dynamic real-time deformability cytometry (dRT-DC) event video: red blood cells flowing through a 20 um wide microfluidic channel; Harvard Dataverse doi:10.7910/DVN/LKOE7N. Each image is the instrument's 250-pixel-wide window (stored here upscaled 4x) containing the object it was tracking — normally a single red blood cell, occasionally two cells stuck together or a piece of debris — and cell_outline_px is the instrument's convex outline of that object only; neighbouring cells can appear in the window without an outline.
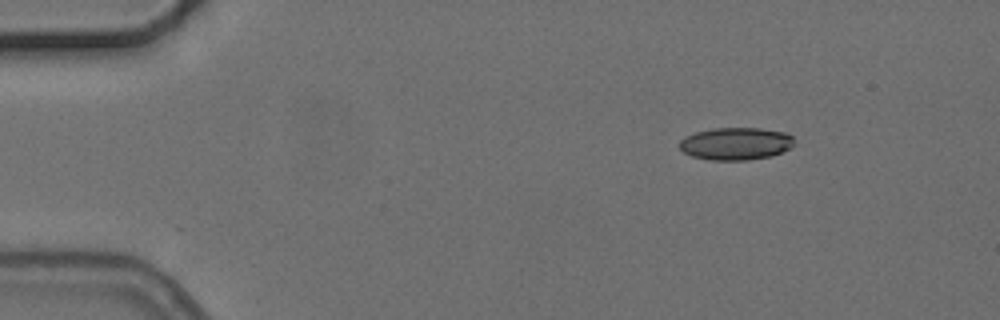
{"species": "common noctule bat (a hibernating species)", "species_latin": "Nyctalus noctula", "temperature_condition": "cold", "stored_images_in_passage": 5, "camera_frame_rate_fps": 3000, "um_per_image_px": 0.085, "animal": {"sex": "female", "body_mass_g": 24.6, "forearm_length_mm": 56.2}, "frame": {"image": 1, "passage_image": 1, "time_ms": 0.0, "image_size_px": [1000, 320], "cell_outline_px": [[792, 144], [788, 148], [772, 156], [748, 160], [708, 160], [692, 156], [684, 152], [680, 148], [680, 140], [684, 136], [696, 132], [712, 128], [760, 128], [784, 132], [792, 136]], "centroid_in_image_um": [62.5, 12.21], "position_along_channel_um": 22.5, "area_um2": 21.62}}
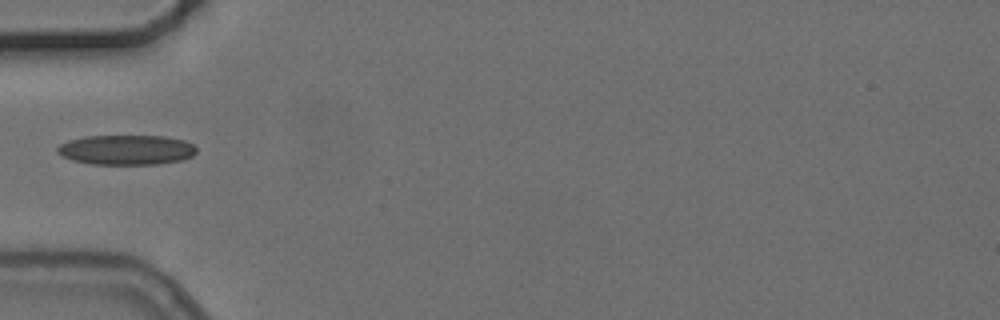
{"frame": {"image": 2, "passage_image": 4, "time_ms": 3.667, "image_size_px": [1000, 320], "cell_outline_px": [[196, 152], [192, 156], [184, 160], [160, 164], [92, 164], [72, 160], [56, 152], [56, 148], [60, 144], [68, 140], [84, 136], [164, 136], [184, 140], [192, 144], [196, 148]], "centroid_in_image_um": [10.75, 12.74], "position_along_channel_um": 74.3, "area_um2": 24.33}}
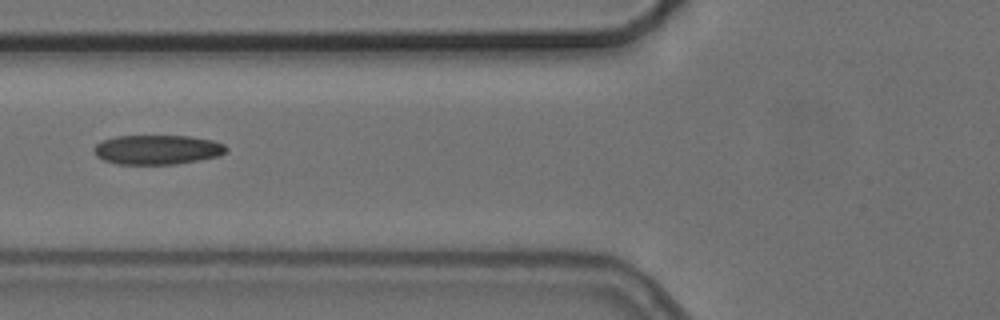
{"frame": {"image": 3, "passage_image": 5, "time_ms": 4.667, "image_size_px": [1000, 320], "cell_outline_px": [[228, 148], [220, 156], [176, 164], [116, 164], [104, 160], [96, 156], [92, 148], [96, 144], [104, 140], [116, 136], [188, 136], [212, 140], [224, 144]], "centroid_in_image_um": [13.36, 12.72], "position_along_channel_um": 112.4, "area_um2": 22.72}}